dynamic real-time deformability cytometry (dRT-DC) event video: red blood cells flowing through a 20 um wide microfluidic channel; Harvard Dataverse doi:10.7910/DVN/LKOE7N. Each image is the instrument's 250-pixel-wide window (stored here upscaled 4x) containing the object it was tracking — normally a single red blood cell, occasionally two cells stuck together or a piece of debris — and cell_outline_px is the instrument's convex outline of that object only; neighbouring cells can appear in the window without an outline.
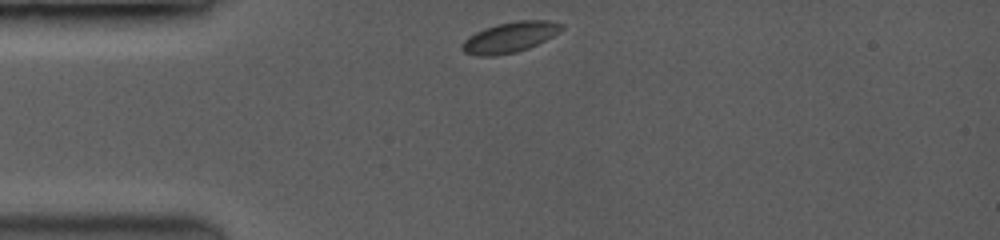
{"species": "common noctule bat (a hibernating species)", "species_latin": "Nyctalus noctula", "temperature_condition": "room temperature", "stored_images_in_passage": 35, "camera_frame_rate_fps": 3500, "um_per_image_px": 0.085, "animal": {"sex": "female", "body_mass_g": 19.0, "forearm_length_mm": 53.3}, "frame": {"image": 1, "passage_image": 1, "time_ms": 0.0, "image_size_px": [1000, 240], "cell_outline_px": [[564, 28], [552, 36], [528, 48], [516, 52], [492, 56], [480, 56], [464, 52], [460, 48], [460, 44], [464, 40], [476, 32], [484, 28], [496, 24], [516, 20], [548, 20], [564, 24]], "centroid_in_image_um": [43.32, 3.15], "position_along_channel_um": 41.7, "area_um2": 17.63}}
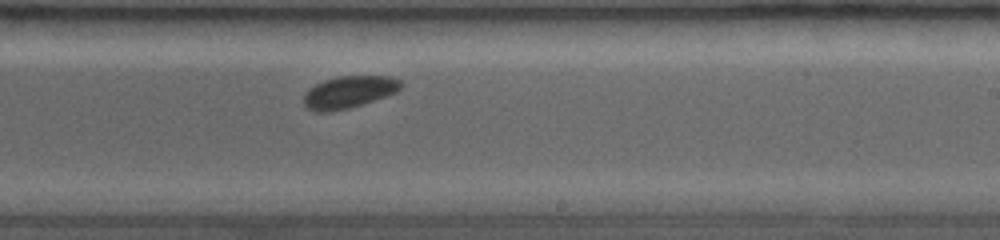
{"frame": {"image": 2, "passage_image": 20, "time_ms": 6.0, "image_size_px": [1000, 240], "cell_outline_px": [[404, 84], [396, 92], [360, 104], [344, 108], [308, 108], [304, 104], [304, 96], [308, 88], [324, 80], [336, 76], [388, 76], [400, 80]], "centroid_in_image_um": [29.72, 7.74], "position_along_channel_um": 259.3, "area_um2": 17.17}}
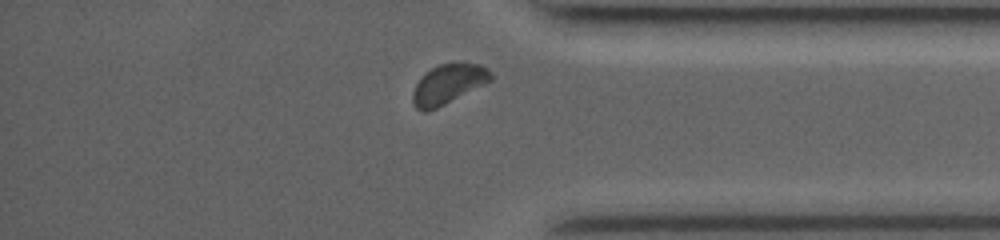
{"frame": {"image": 3, "passage_image": 32, "time_ms": 9.429, "image_size_px": [1000, 240], "cell_outline_px": [[492, 80], [428, 112], [420, 112], [416, 108], [412, 100], [412, 92], [416, 84], [432, 68], [440, 64], [480, 64], [488, 68], [492, 72]], "centroid_in_image_um": [38.09, 7.17], "position_along_channel_um": 397.1, "area_um2": 17.57}}